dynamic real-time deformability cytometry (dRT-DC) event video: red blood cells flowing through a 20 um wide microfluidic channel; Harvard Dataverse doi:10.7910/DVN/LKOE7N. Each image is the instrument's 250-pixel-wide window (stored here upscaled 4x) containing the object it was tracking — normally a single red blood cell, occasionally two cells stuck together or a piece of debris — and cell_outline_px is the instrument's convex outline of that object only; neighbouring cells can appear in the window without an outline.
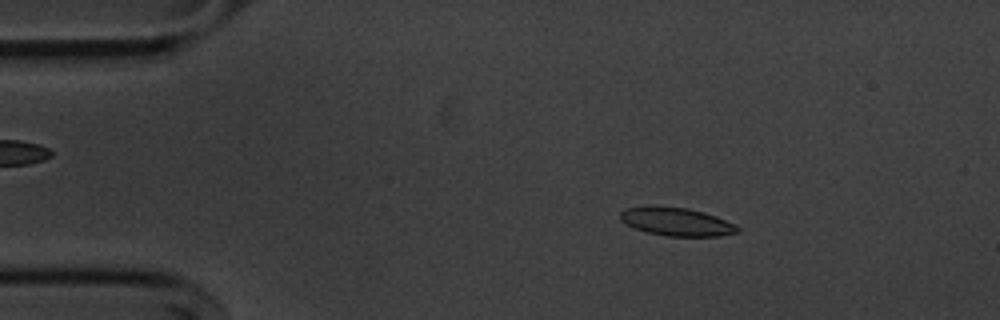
{"species": "common noctule bat (a hibernating species)", "species_latin": "Nyctalus noctula", "temperature_condition": "cold", "stored_images_in_passage": 54, "camera_frame_rate_fps": 3000, "um_per_image_px": 0.085, "animal": {"sex": "male", "body_mass_g": 20.1, "forearm_length_mm": 53.5}, "frame": {"image": 1, "passage_image": 8, "time_ms": 2.333, "image_size_px": [1000, 320], "cell_outline_px": [[740, 232], [720, 236], [668, 236], [648, 232], [636, 228], [620, 220], [620, 212], [624, 208], [652, 204], [656, 204], [688, 208], [704, 212], [716, 216], [740, 228]], "centroid_in_image_um": [57.47, 18.81], "position_along_channel_um": 27.5, "area_um2": 19.54}}
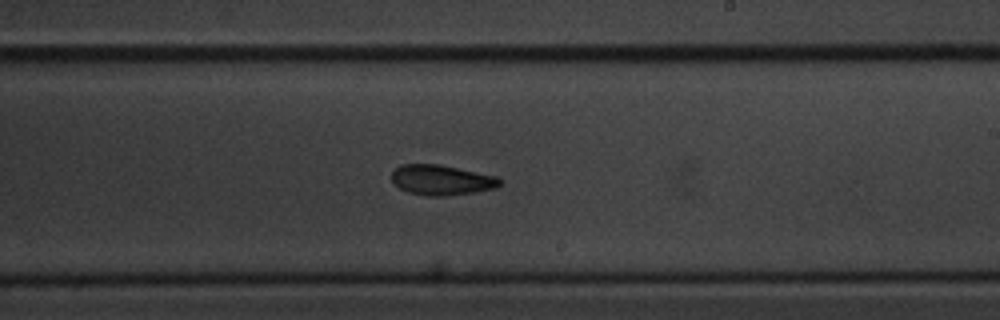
{"frame": {"image": 2, "passage_image": 31, "time_ms": 10.0, "image_size_px": [1000, 320], "cell_outline_px": [[500, 184], [496, 188], [472, 192], [444, 196], [428, 196], [408, 192], [400, 188], [392, 180], [392, 172], [400, 164], [436, 164], [496, 176], [500, 180]], "centroid_in_image_um": [37.49, 15.3], "position_along_channel_um": 251.5, "area_um2": 18.67}}
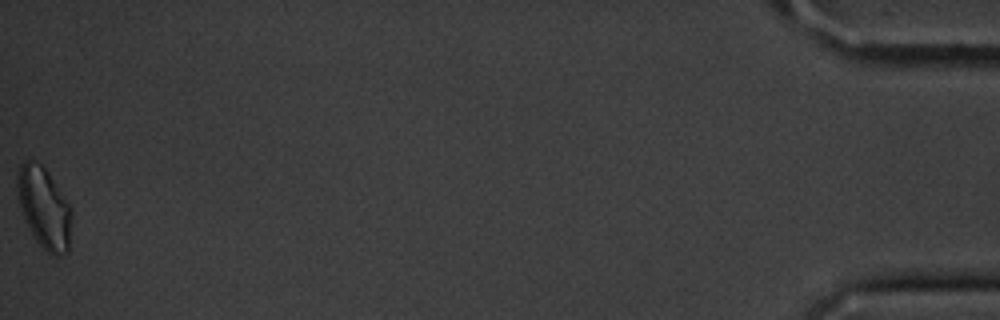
{"frame": {"image": 3, "passage_image": 54, "time_ms": 17.667, "image_size_px": [1000, 320], "cell_outline_px": [[72, 216], [68, 252], [56, 256], [52, 256], [36, 240], [24, 220], [20, 208], [16, 184], [16, 176], [20, 164], [24, 160], [32, 160], [40, 164], [44, 168], [68, 204], [72, 212]], "centroid_in_image_um": [3.72, 17.68], "position_along_channel_um": 431.5, "area_um2": 25.37}, "authors_computed_cell_mechanics": {"area_um2": 19.4786, "velocity_mm_per_s": 3.6266, "shape_relaxation_time_tau1_ms": 3.5995, "shape_relaxation_time_tau2_ms": 6.4843, "deformation_change_tau1": 0.1088, "deformation_change_tau2": 0.1101}}